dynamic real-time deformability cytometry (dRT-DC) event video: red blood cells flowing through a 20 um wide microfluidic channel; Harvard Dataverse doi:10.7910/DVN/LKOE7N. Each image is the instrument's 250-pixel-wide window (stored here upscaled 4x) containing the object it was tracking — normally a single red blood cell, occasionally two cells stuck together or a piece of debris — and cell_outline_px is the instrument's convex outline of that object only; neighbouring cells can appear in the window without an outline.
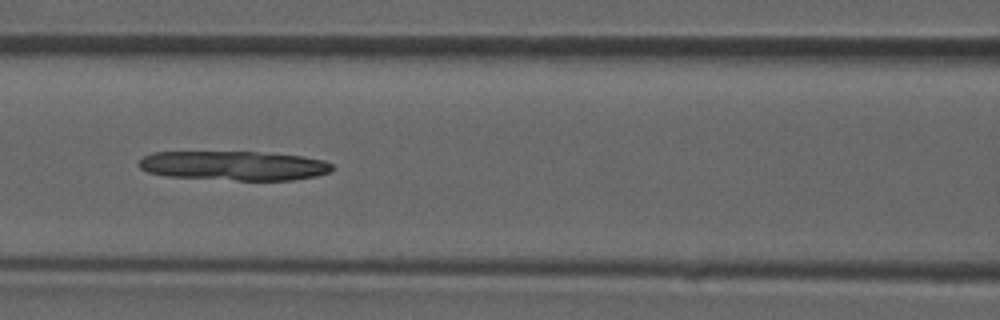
{"species": "common noctule bat (a hibernating species)", "species_latin": "Nyctalus noctula", "temperature_condition": "room temperature", "stored_images_in_passage": 45, "camera_frame_rate_fps": 3000, "um_per_image_px": 0.085, "animal": {"sex": "male", "forearm_length_mm": 52.5}, "frame": {"image": 1, "passage_image": 20, "time_ms": 6.333, "image_size_px": [1000, 320], "cell_outline_px": [[332, 172], [316, 176], [292, 180], [236, 180], [168, 176], [148, 172], [140, 168], [136, 164], [144, 156], [152, 152], [256, 152], [304, 156], [324, 160], [332, 164]], "centroid_in_image_um": [19.9, 14.08], "position_along_channel_um": 146.7, "area_um2": 33.06}}